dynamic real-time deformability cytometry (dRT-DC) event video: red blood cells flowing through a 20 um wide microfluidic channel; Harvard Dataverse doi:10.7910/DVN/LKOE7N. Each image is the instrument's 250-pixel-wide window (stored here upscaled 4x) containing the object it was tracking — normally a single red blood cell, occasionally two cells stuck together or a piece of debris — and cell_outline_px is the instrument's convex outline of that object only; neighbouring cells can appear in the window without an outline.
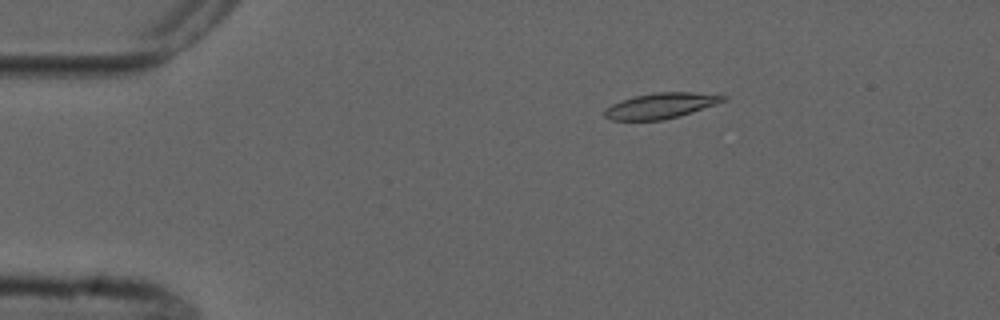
{"species": "common noctule bat (a hibernating species)", "species_latin": "Nyctalus noctula", "temperature_condition": "cold", "stored_images_in_passage": 4, "camera_frame_rate_fps": 3000, "um_per_image_px": 0.085, "animal": {"sex": "male", "forearm_length_mm": 52.5}, "frame": {"image": 1, "passage_image": 3, "time_ms": 2.333, "image_size_px": [1000, 320], "cell_outline_px": [[728, 100], [680, 116], [660, 120], [612, 120], [604, 116], [604, 108], [612, 104], [636, 96], [652, 92], [692, 92], [728, 96]], "centroid_in_image_um": [56.19, 8.98], "position_along_channel_um": 28.8, "area_um2": 17.57}}